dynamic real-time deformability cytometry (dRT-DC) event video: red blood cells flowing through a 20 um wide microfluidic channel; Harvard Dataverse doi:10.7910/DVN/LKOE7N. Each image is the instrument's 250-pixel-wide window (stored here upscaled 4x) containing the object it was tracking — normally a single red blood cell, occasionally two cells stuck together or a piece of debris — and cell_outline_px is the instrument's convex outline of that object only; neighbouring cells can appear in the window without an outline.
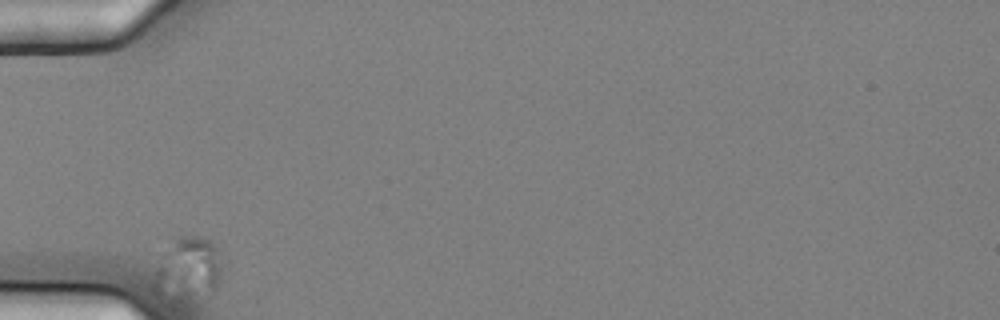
{"species": "common noctule bat (a hibernating species)", "species_latin": "Nyctalus noctula", "temperature_condition": "cold", "stored_images_in_passage": 7, "camera_frame_rate_fps": 3000, "um_per_image_px": 0.085, "animal": {"sex": "female", "body_mass_g": 25.1}, "frame": {"image": 1, "passage_image": 1, "time_ms": 0.0, "image_size_px": [1000, 320], "cell_outline_px": [[224, 264], [220, 280], [212, 296], [204, 304], [176, 304], [152, 292], [152, 284], [156, 268], [172, 236], [204, 236], [216, 248]], "centroid_in_image_um": [15.99, 23.02], "position_along_channel_um": 69.0, "area_um2": 27.57}}
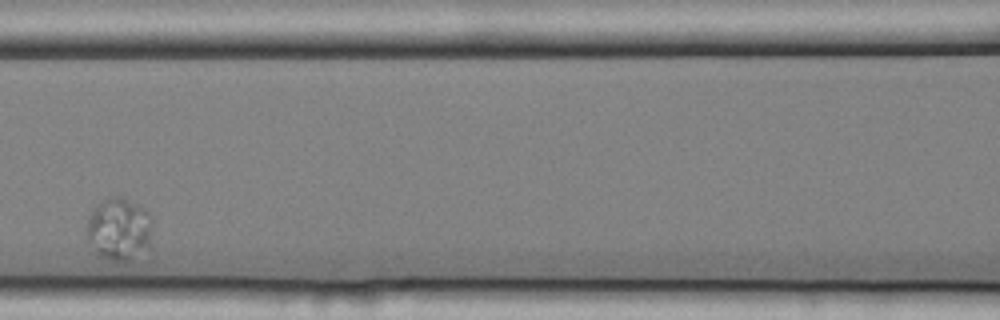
{"frame": {"image": 2, "passage_image": 3, "time_ms": 0.667, "image_size_px": [1000, 320], "cell_outline_px": [[152, 224], [148, 244], [128, 260], [108, 260], [100, 256], [88, 240], [88, 216], [92, 208], [100, 200], [112, 196], [120, 196], [144, 208], [148, 212], [152, 220]], "centroid_in_image_um": [10.08, 19.4], "position_along_channel_um": 156.5, "area_um2": 23.41}}
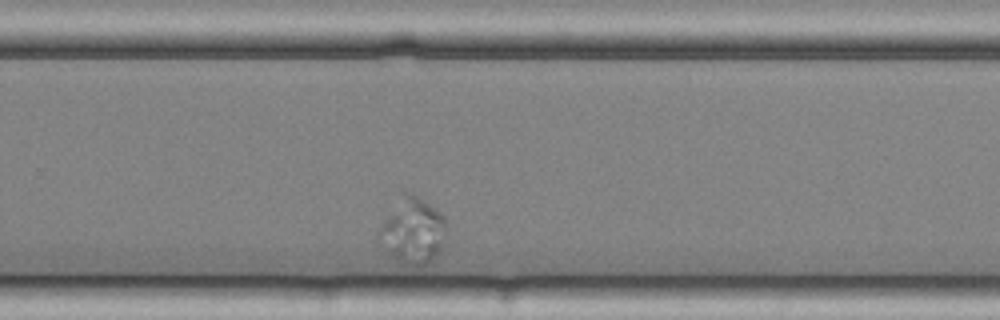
{"frame": {"image": 3, "passage_image": 7, "time_ms": 2.0, "image_size_px": [1000, 320], "cell_outline_px": [[444, 228], [440, 252], [432, 260], [424, 264], [408, 264], [392, 256], [380, 244], [376, 236], [384, 220], [400, 192], [404, 192], [416, 196], [436, 208], [444, 216]], "centroid_in_image_um": [35.04, 19.58], "position_along_channel_um": 294.8, "area_um2": 25.26}}